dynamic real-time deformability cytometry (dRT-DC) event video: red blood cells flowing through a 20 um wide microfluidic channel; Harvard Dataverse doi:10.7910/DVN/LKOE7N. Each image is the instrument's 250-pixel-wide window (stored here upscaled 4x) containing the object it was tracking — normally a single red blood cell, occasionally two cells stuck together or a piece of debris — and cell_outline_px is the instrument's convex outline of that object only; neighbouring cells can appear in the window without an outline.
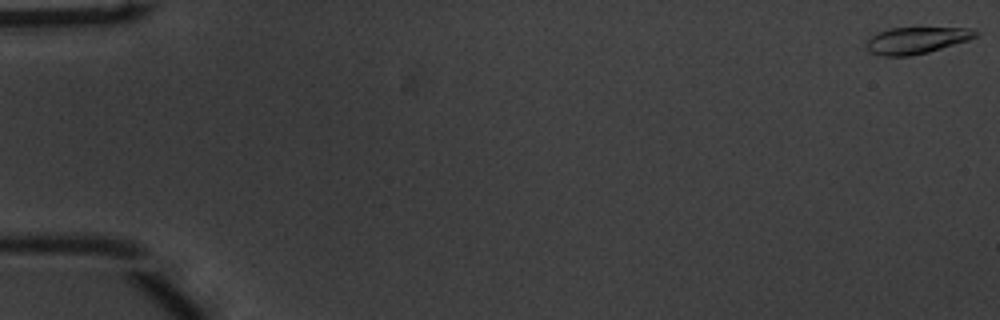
{"species": "common noctule bat (a hibernating species)", "species_latin": "Nyctalus noctula", "temperature_condition": "warm", "stored_images_in_passage": 54, "camera_frame_rate_fps": 3000, "um_per_image_px": 0.085, "animal": {"sex": "male", "body_mass_g": 20.1, "forearm_length_mm": 53.5}, "frame": {"image": 1, "passage_image": 1, "time_ms": 0.0, "image_size_px": [1000, 320], "cell_outline_px": [[980, 32], [976, 36], [968, 40], [928, 52], [908, 56], [880, 56], [868, 52], [864, 44], [876, 32], [892, 28], [972, 28]], "centroid_in_image_um": [77.85, 3.43], "position_along_channel_um": 7.1, "area_um2": 16.99}}
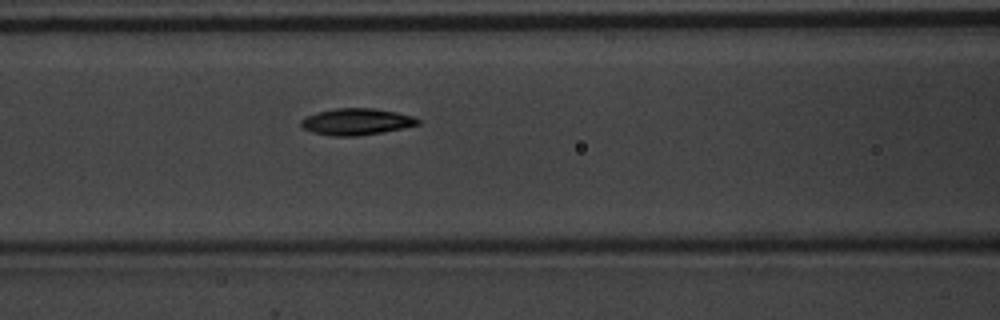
{"frame": {"image": 2, "passage_image": 24, "time_ms": 7.667, "image_size_px": [1000, 320], "cell_outline_px": [[420, 124], [384, 132], [356, 136], [328, 136], [312, 132], [304, 128], [300, 124], [300, 120], [304, 116], [336, 108], [376, 108], [396, 112], [412, 116], [420, 120]], "centroid_in_image_um": [30.28, 10.35], "position_along_channel_um": 136.3, "area_um2": 18.15}}
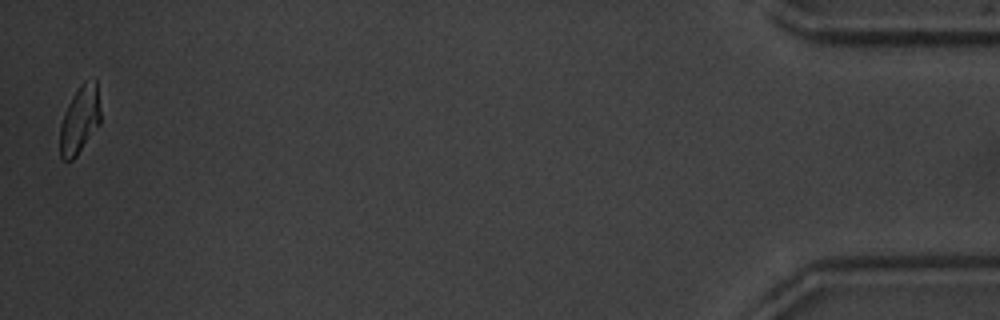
{"frame": {"image": 3, "passage_image": 54, "time_ms": 17.667, "image_size_px": [1000, 320], "cell_outline_px": [[100, 124], [76, 156], [72, 160], [64, 160], [60, 156], [60, 124], [68, 104], [72, 96], [80, 84], [84, 80], [96, 80], [100, 112]], "centroid_in_image_um": [6.77, 10.18], "position_along_channel_um": 428.4, "area_um2": 15.9}, "authors_computed_cell_mechanics": {"area_um2": 17.3689, "velocity_mm_per_s": 3.7904, "shape_relaxation_time_tau1_ms": 2.7061, "shape_relaxation_time_tau2_ms": 1.9052, "deformation_change_tau1": 0.1491, "deformation_change_tau2": 0.0542}}